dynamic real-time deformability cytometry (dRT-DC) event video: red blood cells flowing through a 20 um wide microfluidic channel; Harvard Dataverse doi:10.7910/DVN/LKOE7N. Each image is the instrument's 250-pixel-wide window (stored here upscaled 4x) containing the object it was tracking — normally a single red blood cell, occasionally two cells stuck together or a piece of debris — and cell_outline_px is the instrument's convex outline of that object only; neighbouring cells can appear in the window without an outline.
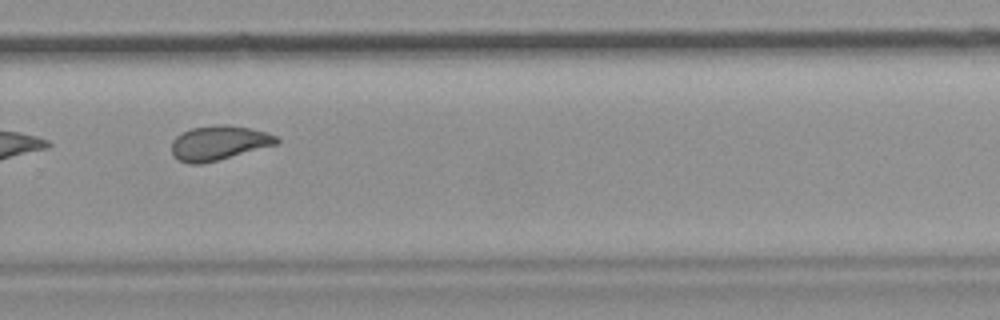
{"species": "common noctule bat (a hibernating species)", "species_latin": "Nyctalus noctula", "temperature_condition": "room temperature", "stored_images_in_passage": 13, "camera_frame_rate_fps": 3000, "um_per_image_px": 0.085, "animal": {"sex": "female", "body_mass_g": 19.9}, "frame": {"image": 1, "passage_image": 8, "time_ms": 9.0, "image_size_px": [1000, 320], "cell_outline_px": [[280, 140], [276, 144], [216, 160], [200, 164], [188, 164], [172, 156], [172, 140], [176, 136], [192, 128], [220, 124], [228, 124], [268, 132], [276, 136]], "centroid_in_image_um": [18.57, 12.14], "position_along_channel_um": 311.2, "area_um2": 20.81}, "authors_computed_cell_mechanics": {"area_um2": 19.0162, "velocity_mm_per_s": 2.9582, "shape_relaxation_time_tau1_ms": null, "shape_relaxation_time_tau2_ms": 2.0368, "deformation_change_tau1": null, "deformation_change_tau2": 0.0428}}